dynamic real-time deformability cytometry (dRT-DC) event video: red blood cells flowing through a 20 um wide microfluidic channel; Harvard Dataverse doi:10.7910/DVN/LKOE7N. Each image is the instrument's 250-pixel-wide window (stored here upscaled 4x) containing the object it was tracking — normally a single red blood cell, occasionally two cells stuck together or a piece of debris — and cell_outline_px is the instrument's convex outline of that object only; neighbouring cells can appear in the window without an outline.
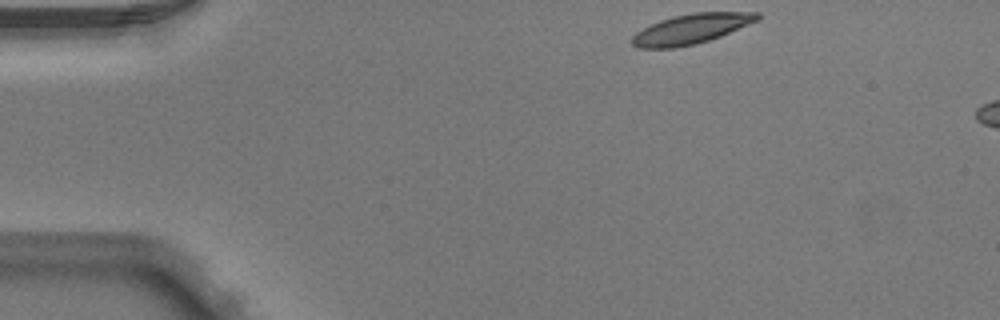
{"species": "Egyptian fruit bat (a non-hibernating species)", "species_latin": "Rousettus aegyptiacus", "temperature_condition": "warm", "stored_images_in_passage": 6, "camera_frame_rate_fps": 3000, "um_per_image_px": 0.085, "animal": {"sex": "male"}, "frame": {"image": 1, "passage_image": 6, "time_ms": 1.667, "image_size_px": [1000, 320], "cell_outline_px": [[760, 16], [756, 20], [720, 36], [696, 44], [672, 48], [640, 48], [632, 44], [632, 36], [636, 32], [660, 20], [672, 16], [692, 12], [760, 12]], "centroid_in_image_um": [58.71, 2.45], "position_along_channel_um": 26.3, "area_um2": 21.5}}